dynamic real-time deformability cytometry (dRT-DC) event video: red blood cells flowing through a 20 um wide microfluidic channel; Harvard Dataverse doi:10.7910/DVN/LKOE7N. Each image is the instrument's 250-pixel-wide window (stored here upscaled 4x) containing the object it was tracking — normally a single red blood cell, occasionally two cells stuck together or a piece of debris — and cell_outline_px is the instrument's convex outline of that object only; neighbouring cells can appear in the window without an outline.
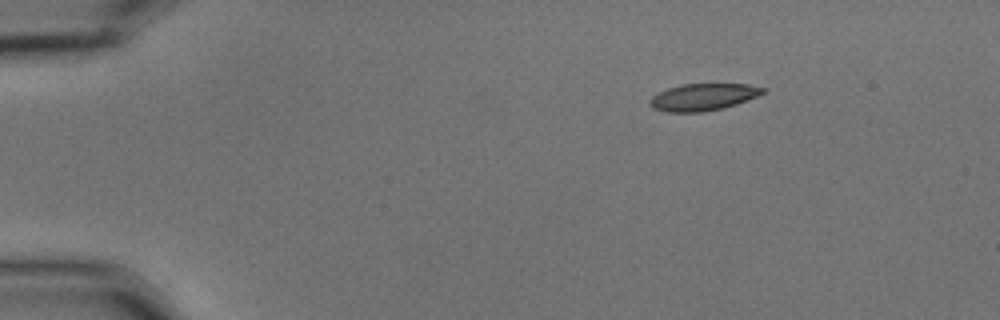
{"species": "common noctule bat (a hibernating species)", "species_latin": "Nyctalus noctula", "temperature_condition": "cold", "stored_images_in_passage": 48, "camera_frame_rate_fps": 3000, "um_per_image_px": 0.085, "animal": {"sex": "male", "body_mass_g": 15.6}, "frame": {"image": 1, "passage_image": 1, "time_ms": 0.0, "image_size_px": [1000, 320], "cell_outline_px": [[768, 88], [764, 92], [756, 96], [736, 104], [724, 108], [704, 112], [664, 112], [652, 108], [648, 104], [648, 100], [652, 96], [668, 88], [684, 84], [748, 84]], "centroid_in_image_um": [59.74, 8.26], "position_along_channel_um": 25.3, "area_um2": 17.86}}
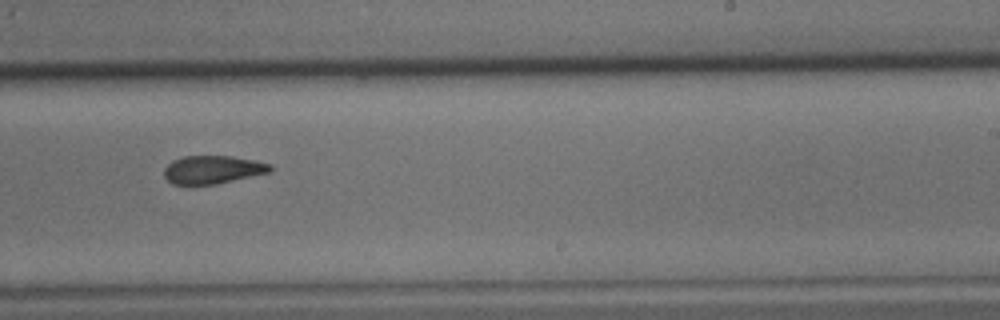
{"frame": {"image": 2, "passage_image": 28, "time_ms": 9.0, "image_size_px": [1000, 320], "cell_outline_px": [[272, 172], [216, 184], [172, 184], [164, 176], [164, 168], [172, 160], [184, 156], [232, 156], [256, 160], [272, 164]], "centroid_in_image_um": [18.11, 14.41], "position_along_channel_um": 270.9, "area_um2": 17.51}}
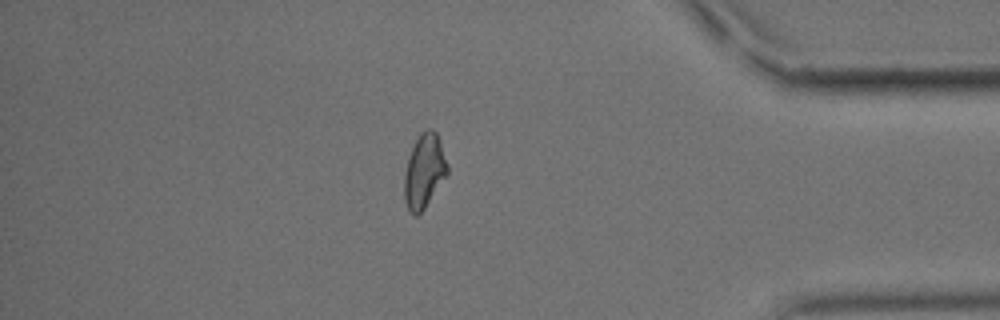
{"frame": {"image": 3, "passage_image": 41, "time_ms": 13.333, "image_size_px": [1000, 320], "cell_outline_px": [[448, 172], [424, 208], [416, 216], [408, 212], [404, 200], [404, 172], [412, 148], [420, 132], [424, 128], [432, 128], [436, 132], [440, 140], [448, 164]], "centroid_in_image_um": [36.04, 14.52], "position_along_channel_um": 399.2, "area_um2": 18.55}, "authors_computed_cell_mechanics": {"area_um2": 18.5538, "velocity_mm_per_s": 3.6108, "shape_relaxation_time_tau1_ms": null, "shape_relaxation_time_tau2_ms": 3.8506, "deformation_change_tau1": null, "deformation_change_tau2": 0.1091}}